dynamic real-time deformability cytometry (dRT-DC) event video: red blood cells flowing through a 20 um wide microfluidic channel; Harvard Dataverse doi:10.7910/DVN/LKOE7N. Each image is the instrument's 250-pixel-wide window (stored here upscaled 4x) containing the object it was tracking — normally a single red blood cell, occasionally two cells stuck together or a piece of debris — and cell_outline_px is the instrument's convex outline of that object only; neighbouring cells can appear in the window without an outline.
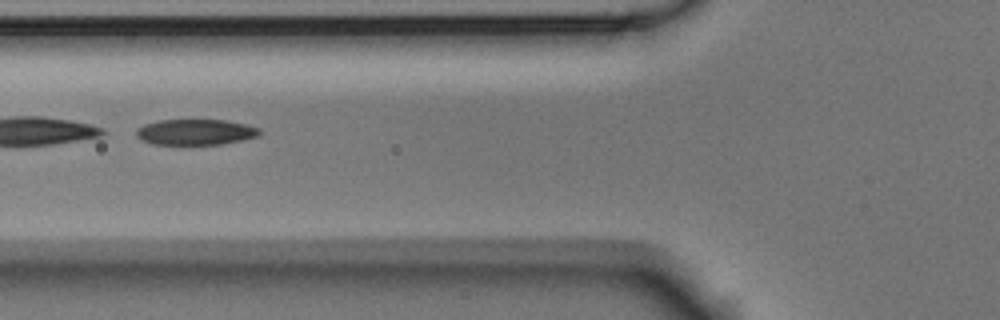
{"species": "Egyptian fruit bat (a non-hibernating species)", "species_latin": "Rousettus aegyptiacus", "temperature_condition": "room temperature", "stored_images_in_passage": 5, "camera_frame_rate_fps": 3000, "um_per_image_px": 0.085, "animal": {"sex": "male"}, "frame": {"image": 1, "passage_image": 2, "time_ms": 0.333, "image_size_px": [1000, 320], "cell_outline_px": [[260, 136], [244, 140], [224, 144], [152, 144], [140, 140], [136, 136], [136, 128], [144, 124], [160, 120], [224, 120], [248, 124], [260, 128]], "centroid_in_image_um": [16.64, 11.23], "position_along_channel_um": 109.2, "area_um2": 18.73}}
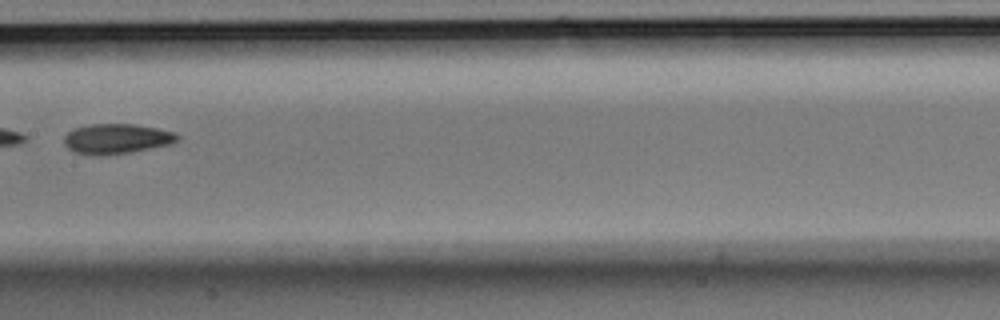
{"frame": {"image": 2, "passage_image": 4, "time_ms": 1.0, "image_size_px": [1000, 320], "cell_outline_px": [[180, 140], [172, 144], [132, 152], [104, 156], [92, 156], [76, 152], [68, 148], [64, 144], [64, 136], [72, 128], [92, 124], [136, 124], [176, 132], [180, 136]], "centroid_in_image_um": [9.94, 11.8], "position_along_channel_um": 197.5, "area_um2": 20.23}}
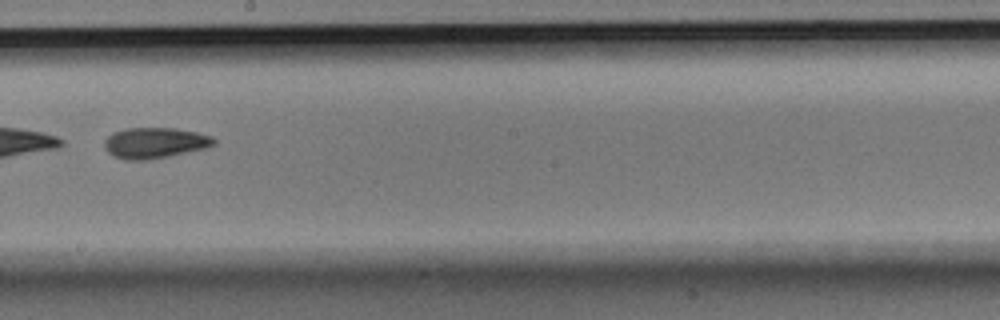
{"frame": {"image": 3, "passage_image": 5, "time_ms": 1.333, "image_size_px": [1000, 320], "cell_outline_px": [[216, 144], [208, 148], [148, 160], [124, 160], [112, 156], [104, 148], [104, 140], [112, 132], [124, 128], [176, 128], [196, 132], [212, 136], [216, 140]], "centroid_in_image_um": [13.15, 12.15], "position_along_channel_um": 235.1, "area_um2": 19.94}}